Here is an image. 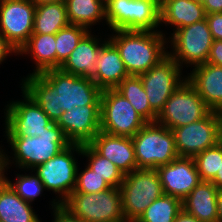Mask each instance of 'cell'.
<instances>
[{
  "label": "cell",
  "mask_w": 222,
  "mask_h": 222,
  "mask_svg": "<svg viewBox=\"0 0 222 222\" xmlns=\"http://www.w3.org/2000/svg\"><path fill=\"white\" fill-rule=\"evenodd\" d=\"M107 38L118 50L129 75L138 76L157 65L168 55L162 31L115 30Z\"/></svg>",
  "instance_id": "cell-1"
},
{
  "label": "cell",
  "mask_w": 222,
  "mask_h": 222,
  "mask_svg": "<svg viewBox=\"0 0 222 222\" xmlns=\"http://www.w3.org/2000/svg\"><path fill=\"white\" fill-rule=\"evenodd\" d=\"M7 140L14 152L15 165L25 170H33L72 144L55 122L38 137H7Z\"/></svg>",
  "instance_id": "cell-2"
},
{
  "label": "cell",
  "mask_w": 222,
  "mask_h": 222,
  "mask_svg": "<svg viewBox=\"0 0 222 222\" xmlns=\"http://www.w3.org/2000/svg\"><path fill=\"white\" fill-rule=\"evenodd\" d=\"M61 205L74 217L86 222H127L119 187L94 194L72 192Z\"/></svg>",
  "instance_id": "cell-3"
},
{
  "label": "cell",
  "mask_w": 222,
  "mask_h": 222,
  "mask_svg": "<svg viewBox=\"0 0 222 222\" xmlns=\"http://www.w3.org/2000/svg\"><path fill=\"white\" fill-rule=\"evenodd\" d=\"M137 169H157L179 157L171 129L147 122L133 137Z\"/></svg>",
  "instance_id": "cell-4"
},
{
  "label": "cell",
  "mask_w": 222,
  "mask_h": 222,
  "mask_svg": "<svg viewBox=\"0 0 222 222\" xmlns=\"http://www.w3.org/2000/svg\"><path fill=\"white\" fill-rule=\"evenodd\" d=\"M110 30L156 31L160 23V0H105Z\"/></svg>",
  "instance_id": "cell-5"
},
{
  "label": "cell",
  "mask_w": 222,
  "mask_h": 222,
  "mask_svg": "<svg viewBox=\"0 0 222 222\" xmlns=\"http://www.w3.org/2000/svg\"><path fill=\"white\" fill-rule=\"evenodd\" d=\"M119 188L127 222H136L151 203L164 194L156 169H136L125 174Z\"/></svg>",
  "instance_id": "cell-6"
},
{
  "label": "cell",
  "mask_w": 222,
  "mask_h": 222,
  "mask_svg": "<svg viewBox=\"0 0 222 222\" xmlns=\"http://www.w3.org/2000/svg\"><path fill=\"white\" fill-rule=\"evenodd\" d=\"M74 152L81 155L82 145L71 144L32 170L39 177L46 190H51L59 195L57 200L59 205L72 194L76 185V176L79 170Z\"/></svg>",
  "instance_id": "cell-7"
},
{
  "label": "cell",
  "mask_w": 222,
  "mask_h": 222,
  "mask_svg": "<svg viewBox=\"0 0 222 222\" xmlns=\"http://www.w3.org/2000/svg\"><path fill=\"white\" fill-rule=\"evenodd\" d=\"M171 35L172 52H168V55L181 68L183 63L196 67L207 62L213 38L206 19L179 28Z\"/></svg>",
  "instance_id": "cell-8"
},
{
  "label": "cell",
  "mask_w": 222,
  "mask_h": 222,
  "mask_svg": "<svg viewBox=\"0 0 222 222\" xmlns=\"http://www.w3.org/2000/svg\"><path fill=\"white\" fill-rule=\"evenodd\" d=\"M146 123L131 103L115 89L102 90L100 131L132 138Z\"/></svg>",
  "instance_id": "cell-9"
},
{
  "label": "cell",
  "mask_w": 222,
  "mask_h": 222,
  "mask_svg": "<svg viewBox=\"0 0 222 222\" xmlns=\"http://www.w3.org/2000/svg\"><path fill=\"white\" fill-rule=\"evenodd\" d=\"M211 111L196 89L185 79L165 102L156 122L173 130L197 122Z\"/></svg>",
  "instance_id": "cell-10"
},
{
  "label": "cell",
  "mask_w": 222,
  "mask_h": 222,
  "mask_svg": "<svg viewBox=\"0 0 222 222\" xmlns=\"http://www.w3.org/2000/svg\"><path fill=\"white\" fill-rule=\"evenodd\" d=\"M222 113L211 111L203 119L174 128L175 146L179 157L194 158L220 142Z\"/></svg>",
  "instance_id": "cell-11"
},
{
  "label": "cell",
  "mask_w": 222,
  "mask_h": 222,
  "mask_svg": "<svg viewBox=\"0 0 222 222\" xmlns=\"http://www.w3.org/2000/svg\"><path fill=\"white\" fill-rule=\"evenodd\" d=\"M42 74L56 87L59 108L63 112L73 106L101 105L102 90L90 77L68 74L60 69H50Z\"/></svg>",
  "instance_id": "cell-12"
},
{
  "label": "cell",
  "mask_w": 222,
  "mask_h": 222,
  "mask_svg": "<svg viewBox=\"0 0 222 222\" xmlns=\"http://www.w3.org/2000/svg\"><path fill=\"white\" fill-rule=\"evenodd\" d=\"M35 8L33 0H0V33L17 53L33 34Z\"/></svg>",
  "instance_id": "cell-13"
},
{
  "label": "cell",
  "mask_w": 222,
  "mask_h": 222,
  "mask_svg": "<svg viewBox=\"0 0 222 222\" xmlns=\"http://www.w3.org/2000/svg\"><path fill=\"white\" fill-rule=\"evenodd\" d=\"M181 72V67L167 55L147 72L138 75L147 94L149 105L157 115L173 92L185 81L184 79H187L181 76L183 75Z\"/></svg>",
  "instance_id": "cell-14"
},
{
  "label": "cell",
  "mask_w": 222,
  "mask_h": 222,
  "mask_svg": "<svg viewBox=\"0 0 222 222\" xmlns=\"http://www.w3.org/2000/svg\"><path fill=\"white\" fill-rule=\"evenodd\" d=\"M22 101H12L6 106V137H38L53 121L22 88Z\"/></svg>",
  "instance_id": "cell-15"
},
{
  "label": "cell",
  "mask_w": 222,
  "mask_h": 222,
  "mask_svg": "<svg viewBox=\"0 0 222 222\" xmlns=\"http://www.w3.org/2000/svg\"><path fill=\"white\" fill-rule=\"evenodd\" d=\"M100 110L101 105L73 106L55 123L72 144H89L100 132Z\"/></svg>",
  "instance_id": "cell-16"
},
{
  "label": "cell",
  "mask_w": 222,
  "mask_h": 222,
  "mask_svg": "<svg viewBox=\"0 0 222 222\" xmlns=\"http://www.w3.org/2000/svg\"><path fill=\"white\" fill-rule=\"evenodd\" d=\"M163 193L181 201L201 182L193 158L177 157L157 169Z\"/></svg>",
  "instance_id": "cell-17"
},
{
  "label": "cell",
  "mask_w": 222,
  "mask_h": 222,
  "mask_svg": "<svg viewBox=\"0 0 222 222\" xmlns=\"http://www.w3.org/2000/svg\"><path fill=\"white\" fill-rule=\"evenodd\" d=\"M89 144L115 164L124 175L137 169L131 137L114 136L100 131Z\"/></svg>",
  "instance_id": "cell-18"
},
{
  "label": "cell",
  "mask_w": 222,
  "mask_h": 222,
  "mask_svg": "<svg viewBox=\"0 0 222 222\" xmlns=\"http://www.w3.org/2000/svg\"><path fill=\"white\" fill-rule=\"evenodd\" d=\"M190 72L186 78L205 104L222 113V67L204 63Z\"/></svg>",
  "instance_id": "cell-19"
},
{
  "label": "cell",
  "mask_w": 222,
  "mask_h": 222,
  "mask_svg": "<svg viewBox=\"0 0 222 222\" xmlns=\"http://www.w3.org/2000/svg\"><path fill=\"white\" fill-rule=\"evenodd\" d=\"M102 42L88 31L59 69L68 74L92 78L100 49L107 41Z\"/></svg>",
  "instance_id": "cell-20"
},
{
  "label": "cell",
  "mask_w": 222,
  "mask_h": 222,
  "mask_svg": "<svg viewBox=\"0 0 222 222\" xmlns=\"http://www.w3.org/2000/svg\"><path fill=\"white\" fill-rule=\"evenodd\" d=\"M128 76L130 75L117 48L107 40L100 49L91 79L101 90H104L115 89Z\"/></svg>",
  "instance_id": "cell-21"
},
{
  "label": "cell",
  "mask_w": 222,
  "mask_h": 222,
  "mask_svg": "<svg viewBox=\"0 0 222 222\" xmlns=\"http://www.w3.org/2000/svg\"><path fill=\"white\" fill-rule=\"evenodd\" d=\"M218 191L211 181H201L182 200V209L200 222H218Z\"/></svg>",
  "instance_id": "cell-22"
},
{
  "label": "cell",
  "mask_w": 222,
  "mask_h": 222,
  "mask_svg": "<svg viewBox=\"0 0 222 222\" xmlns=\"http://www.w3.org/2000/svg\"><path fill=\"white\" fill-rule=\"evenodd\" d=\"M21 85L53 122L63 114L59 108L56 87L42 73L27 75Z\"/></svg>",
  "instance_id": "cell-23"
},
{
  "label": "cell",
  "mask_w": 222,
  "mask_h": 222,
  "mask_svg": "<svg viewBox=\"0 0 222 222\" xmlns=\"http://www.w3.org/2000/svg\"><path fill=\"white\" fill-rule=\"evenodd\" d=\"M202 5L195 0H160V23L175 26L174 31L206 19Z\"/></svg>",
  "instance_id": "cell-24"
},
{
  "label": "cell",
  "mask_w": 222,
  "mask_h": 222,
  "mask_svg": "<svg viewBox=\"0 0 222 222\" xmlns=\"http://www.w3.org/2000/svg\"><path fill=\"white\" fill-rule=\"evenodd\" d=\"M32 208L6 180L0 184V222H41Z\"/></svg>",
  "instance_id": "cell-25"
},
{
  "label": "cell",
  "mask_w": 222,
  "mask_h": 222,
  "mask_svg": "<svg viewBox=\"0 0 222 222\" xmlns=\"http://www.w3.org/2000/svg\"><path fill=\"white\" fill-rule=\"evenodd\" d=\"M55 34H32L28 42L19 50L18 55H32L36 65L30 74H38L56 69Z\"/></svg>",
  "instance_id": "cell-26"
},
{
  "label": "cell",
  "mask_w": 222,
  "mask_h": 222,
  "mask_svg": "<svg viewBox=\"0 0 222 222\" xmlns=\"http://www.w3.org/2000/svg\"><path fill=\"white\" fill-rule=\"evenodd\" d=\"M65 6L69 23L87 30L106 20L105 0H66Z\"/></svg>",
  "instance_id": "cell-27"
},
{
  "label": "cell",
  "mask_w": 222,
  "mask_h": 222,
  "mask_svg": "<svg viewBox=\"0 0 222 222\" xmlns=\"http://www.w3.org/2000/svg\"><path fill=\"white\" fill-rule=\"evenodd\" d=\"M69 24L65 4H36L33 34H56Z\"/></svg>",
  "instance_id": "cell-28"
},
{
  "label": "cell",
  "mask_w": 222,
  "mask_h": 222,
  "mask_svg": "<svg viewBox=\"0 0 222 222\" xmlns=\"http://www.w3.org/2000/svg\"><path fill=\"white\" fill-rule=\"evenodd\" d=\"M115 90L131 103L146 122H156L158 115L149 105L147 94L139 76L130 75L126 77Z\"/></svg>",
  "instance_id": "cell-29"
},
{
  "label": "cell",
  "mask_w": 222,
  "mask_h": 222,
  "mask_svg": "<svg viewBox=\"0 0 222 222\" xmlns=\"http://www.w3.org/2000/svg\"><path fill=\"white\" fill-rule=\"evenodd\" d=\"M88 157V167L95 171L98 176L103 178L111 187H120L124 180L122 171L109 159L101 156L90 144L82 145V153Z\"/></svg>",
  "instance_id": "cell-30"
},
{
  "label": "cell",
  "mask_w": 222,
  "mask_h": 222,
  "mask_svg": "<svg viewBox=\"0 0 222 222\" xmlns=\"http://www.w3.org/2000/svg\"><path fill=\"white\" fill-rule=\"evenodd\" d=\"M182 210L179 198L163 194L154 200L136 222H174Z\"/></svg>",
  "instance_id": "cell-31"
},
{
  "label": "cell",
  "mask_w": 222,
  "mask_h": 222,
  "mask_svg": "<svg viewBox=\"0 0 222 222\" xmlns=\"http://www.w3.org/2000/svg\"><path fill=\"white\" fill-rule=\"evenodd\" d=\"M88 31L85 27L69 24L55 34L56 69L60 68Z\"/></svg>",
  "instance_id": "cell-32"
},
{
  "label": "cell",
  "mask_w": 222,
  "mask_h": 222,
  "mask_svg": "<svg viewBox=\"0 0 222 222\" xmlns=\"http://www.w3.org/2000/svg\"><path fill=\"white\" fill-rule=\"evenodd\" d=\"M201 181H212L220 171L222 160V143L207 148L194 158Z\"/></svg>",
  "instance_id": "cell-33"
},
{
  "label": "cell",
  "mask_w": 222,
  "mask_h": 222,
  "mask_svg": "<svg viewBox=\"0 0 222 222\" xmlns=\"http://www.w3.org/2000/svg\"><path fill=\"white\" fill-rule=\"evenodd\" d=\"M16 175L17 179L15 183H12L7 178L5 180L24 201L32 203L45 189L44 185L36 174Z\"/></svg>",
  "instance_id": "cell-34"
},
{
  "label": "cell",
  "mask_w": 222,
  "mask_h": 222,
  "mask_svg": "<svg viewBox=\"0 0 222 222\" xmlns=\"http://www.w3.org/2000/svg\"><path fill=\"white\" fill-rule=\"evenodd\" d=\"M109 188L111 186L103 178L86 166L82 172H77L76 185L73 192L94 194Z\"/></svg>",
  "instance_id": "cell-35"
},
{
  "label": "cell",
  "mask_w": 222,
  "mask_h": 222,
  "mask_svg": "<svg viewBox=\"0 0 222 222\" xmlns=\"http://www.w3.org/2000/svg\"><path fill=\"white\" fill-rule=\"evenodd\" d=\"M56 200L57 199H53L51 203L54 212V221L52 222H86L74 217L67 209H65L62 205H59Z\"/></svg>",
  "instance_id": "cell-36"
},
{
  "label": "cell",
  "mask_w": 222,
  "mask_h": 222,
  "mask_svg": "<svg viewBox=\"0 0 222 222\" xmlns=\"http://www.w3.org/2000/svg\"><path fill=\"white\" fill-rule=\"evenodd\" d=\"M206 21L213 40H222V13L207 14Z\"/></svg>",
  "instance_id": "cell-37"
},
{
  "label": "cell",
  "mask_w": 222,
  "mask_h": 222,
  "mask_svg": "<svg viewBox=\"0 0 222 222\" xmlns=\"http://www.w3.org/2000/svg\"><path fill=\"white\" fill-rule=\"evenodd\" d=\"M206 63L222 67V40H213Z\"/></svg>",
  "instance_id": "cell-38"
},
{
  "label": "cell",
  "mask_w": 222,
  "mask_h": 222,
  "mask_svg": "<svg viewBox=\"0 0 222 222\" xmlns=\"http://www.w3.org/2000/svg\"><path fill=\"white\" fill-rule=\"evenodd\" d=\"M10 53H15L16 50L5 40V38L0 33V65L7 58Z\"/></svg>",
  "instance_id": "cell-39"
},
{
  "label": "cell",
  "mask_w": 222,
  "mask_h": 222,
  "mask_svg": "<svg viewBox=\"0 0 222 222\" xmlns=\"http://www.w3.org/2000/svg\"><path fill=\"white\" fill-rule=\"evenodd\" d=\"M202 5L206 14L222 13V0H205Z\"/></svg>",
  "instance_id": "cell-40"
},
{
  "label": "cell",
  "mask_w": 222,
  "mask_h": 222,
  "mask_svg": "<svg viewBox=\"0 0 222 222\" xmlns=\"http://www.w3.org/2000/svg\"><path fill=\"white\" fill-rule=\"evenodd\" d=\"M0 148V184L5 180V170L8 168L10 165V161L8 155H5V152H3Z\"/></svg>",
  "instance_id": "cell-41"
},
{
  "label": "cell",
  "mask_w": 222,
  "mask_h": 222,
  "mask_svg": "<svg viewBox=\"0 0 222 222\" xmlns=\"http://www.w3.org/2000/svg\"><path fill=\"white\" fill-rule=\"evenodd\" d=\"M174 222H200V221L182 209L177 215Z\"/></svg>",
  "instance_id": "cell-42"
},
{
  "label": "cell",
  "mask_w": 222,
  "mask_h": 222,
  "mask_svg": "<svg viewBox=\"0 0 222 222\" xmlns=\"http://www.w3.org/2000/svg\"><path fill=\"white\" fill-rule=\"evenodd\" d=\"M217 212L218 222H222V189H220L217 194Z\"/></svg>",
  "instance_id": "cell-43"
},
{
  "label": "cell",
  "mask_w": 222,
  "mask_h": 222,
  "mask_svg": "<svg viewBox=\"0 0 222 222\" xmlns=\"http://www.w3.org/2000/svg\"><path fill=\"white\" fill-rule=\"evenodd\" d=\"M219 190L222 189V160L220 171H217L215 178L211 181Z\"/></svg>",
  "instance_id": "cell-44"
},
{
  "label": "cell",
  "mask_w": 222,
  "mask_h": 222,
  "mask_svg": "<svg viewBox=\"0 0 222 222\" xmlns=\"http://www.w3.org/2000/svg\"><path fill=\"white\" fill-rule=\"evenodd\" d=\"M35 4H49V3H63L65 4L66 0H33Z\"/></svg>",
  "instance_id": "cell-45"
},
{
  "label": "cell",
  "mask_w": 222,
  "mask_h": 222,
  "mask_svg": "<svg viewBox=\"0 0 222 222\" xmlns=\"http://www.w3.org/2000/svg\"><path fill=\"white\" fill-rule=\"evenodd\" d=\"M220 142L222 143V127H221V131H220Z\"/></svg>",
  "instance_id": "cell-46"
},
{
  "label": "cell",
  "mask_w": 222,
  "mask_h": 222,
  "mask_svg": "<svg viewBox=\"0 0 222 222\" xmlns=\"http://www.w3.org/2000/svg\"><path fill=\"white\" fill-rule=\"evenodd\" d=\"M195 1L203 4L205 0H195Z\"/></svg>",
  "instance_id": "cell-47"
}]
</instances>
